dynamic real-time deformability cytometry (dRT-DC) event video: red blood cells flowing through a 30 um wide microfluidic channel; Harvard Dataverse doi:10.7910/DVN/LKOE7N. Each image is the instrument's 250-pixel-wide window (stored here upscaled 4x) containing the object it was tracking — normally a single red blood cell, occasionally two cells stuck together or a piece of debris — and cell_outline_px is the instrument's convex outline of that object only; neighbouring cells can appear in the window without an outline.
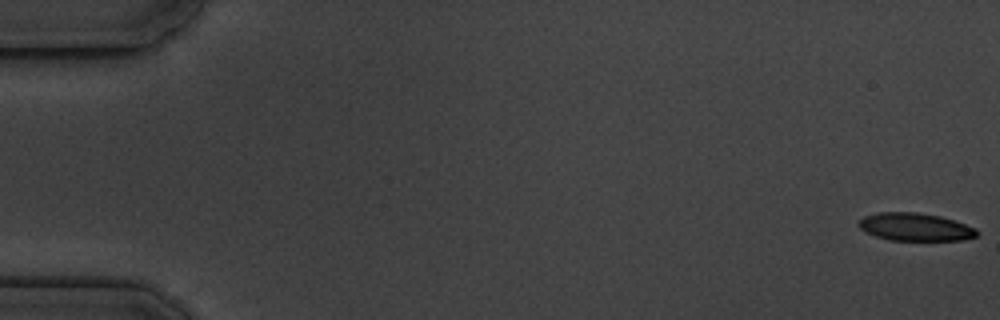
{"species": "common noctule bat (a hibernating species)", "species_latin": "Nyctalus noctula", "temperature_condition": "cold", "stored_images_in_passage": 13, "camera_frame_rate_fps": 3000, "um_per_image_px": 0.085, "animal": {"sex": "male", "body_mass_g": 19.5, "forearm_length_mm": 54.6}, "frame": {"image": 1, "passage_image": 1, "time_ms": 0.0, "image_size_px": [1000, 320], "cell_outline_px": [[980, 232], [976, 236], [964, 240], [888, 240], [876, 236], [860, 228], [860, 220], [864, 216], [876, 212], [916, 212], [940, 216], [976, 228]], "centroid_in_image_um": [77.81, 19.29], "position_along_channel_um": 7.2, "area_um2": 19.02}}
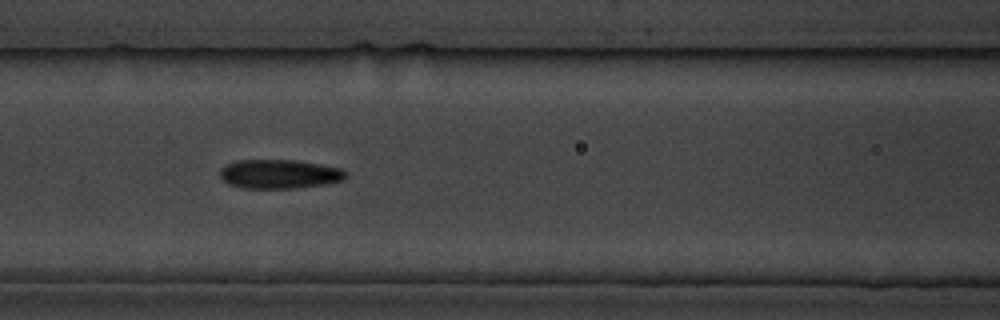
{"frame": {"image": 2, "passage_image": 8, "time_ms": 8.0, "image_size_px": [1000, 320], "cell_outline_px": [[348, 172], [344, 180], [324, 184], [296, 188], [240, 188], [228, 184], [220, 176], [220, 168], [236, 160], [296, 160], [340, 168]], "centroid_in_image_um": [23.74, 14.79], "position_along_channel_um": 142.9, "area_um2": 21.33}}
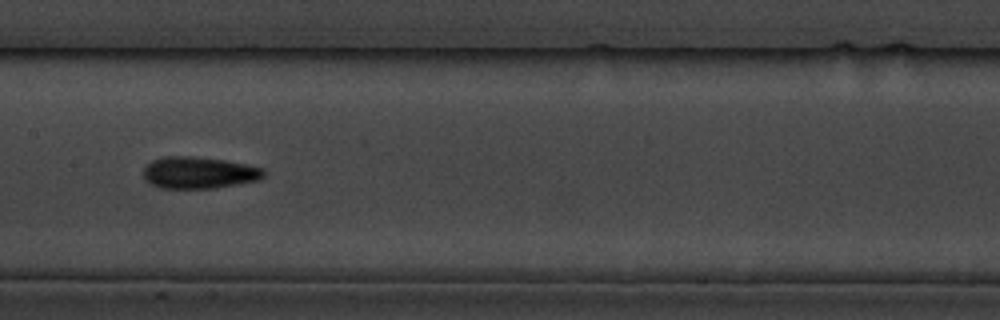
{"frame": {"image": 3, "passage_image": 9, "time_ms": 9.333, "image_size_px": [1000, 320], "cell_outline_px": [[264, 176], [260, 180], [216, 188], [160, 188], [144, 180], [144, 168], [152, 160], [164, 156], [192, 156], [224, 160], [264, 168]], "centroid_in_image_um": [16.91, 14.68], "position_along_channel_um": 190.5, "area_um2": 22.31}}